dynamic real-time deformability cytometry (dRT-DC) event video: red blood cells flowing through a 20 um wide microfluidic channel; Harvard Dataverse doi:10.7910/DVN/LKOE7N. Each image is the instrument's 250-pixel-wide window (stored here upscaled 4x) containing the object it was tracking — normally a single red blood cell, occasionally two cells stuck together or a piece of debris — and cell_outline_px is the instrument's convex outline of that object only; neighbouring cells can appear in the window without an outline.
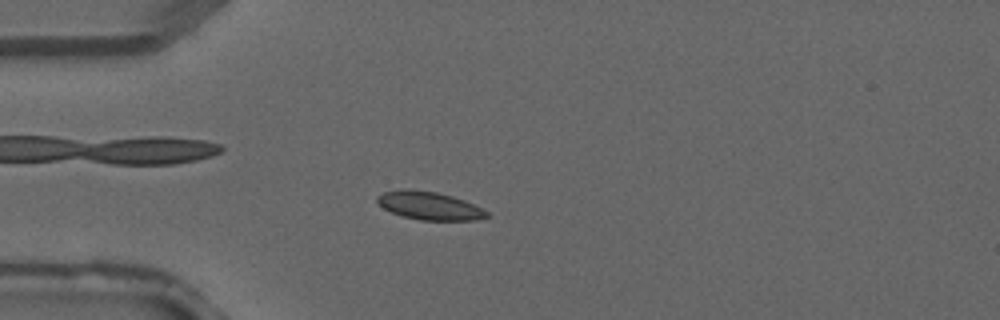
{"species": "common noctule bat (a hibernating species)", "species_latin": "Nyctalus noctula", "temperature_condition": "warm", "stored_images_in_passage": 4, "camera_frame_rate_fps": 3000, "um_per_image_px": 0.085, "animal": {"sex": "male", "forearm_length_mm": 52.5}, "frame": {"image": 1, "passage_image": 4, "time_ms": 1.0, "image_size_px": [1000, 320], "cell_outline_px": [[488, 216], [476, 220], [420, 220], [400, 216], [384, 208], [376, 200], [376, 196], [384, 192], [404, 188], [436, 192], [452, 196], [464, 200], [488, 212]], "centroid_in_image_um": [36.46, 17.48], "position_along_channel_um": 48.5, "area_um2": 17.8}}